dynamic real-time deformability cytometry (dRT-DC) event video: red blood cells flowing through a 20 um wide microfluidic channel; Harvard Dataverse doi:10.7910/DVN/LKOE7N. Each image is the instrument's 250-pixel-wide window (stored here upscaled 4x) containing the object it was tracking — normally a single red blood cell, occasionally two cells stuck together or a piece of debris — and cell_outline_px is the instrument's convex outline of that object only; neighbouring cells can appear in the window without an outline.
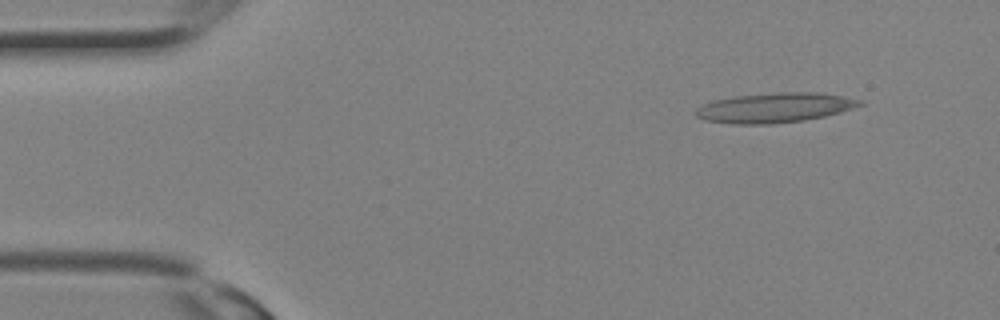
{"species": "Egyptian fruit bat (a non-hibernating species)", "species_latin": "Rousettus aegyptiacus", "temperature_condition": "room temperature", "stored_images_in_passage": 13, "camera_frame_rate_fps": 3000, "um_per_image_px": 0.085, "animal": {"sex": "female"}, "frame": {"image": 1, "passage_image": 2, "time_ms": 0.333, "image_size_px": [1000, 320], "cell_outline_px": [[864, 104], [840, 112], [824, 116], [804, 120], [772, 124], [732, 124], [704, 120], [696, 116], [696, 108], [712, 100], [736, 96], [776, 92], [820, 92], [864, 100]], "centroid_in_image_um": [65.86, 9.15], "position_along_channel_um": 19.1, "area_um2": 28.55}}
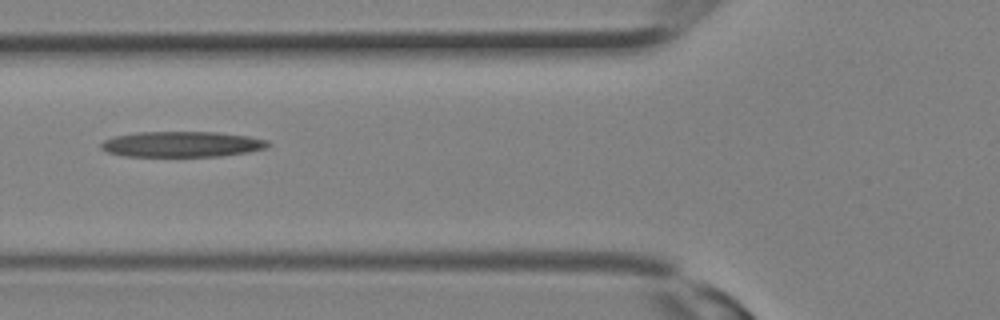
{"frame": {"image": 2, "passage_image": 10, "time_ms": 3.0, "image_size_px": [1000, 320], "cell_outline_px": [[272, 144], [264, 148], [248, 152], [220, 156], [124, 156], [108, 152], [100, 148], [100, 144], [104, 140], [116, 136], [136, 132], [216, 132], [248, 136], [268, 140]], "centroid_in_image_um": [15.46, 12.25], "position_along_channel_um": 110.3, "area_um2": 24.85}}
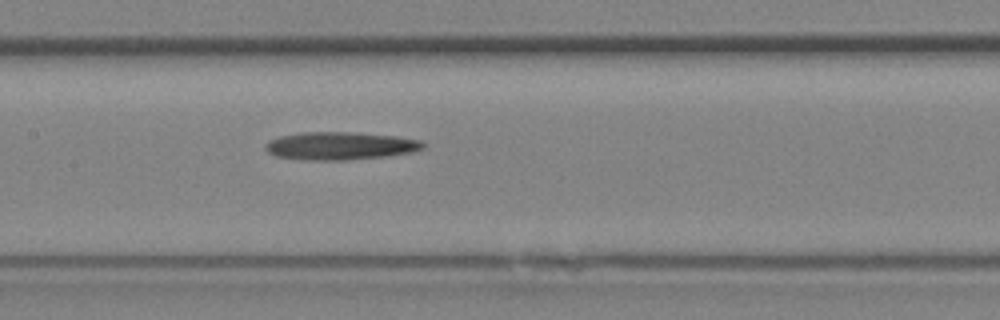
{"frame": {"image": 3, "passage_image": 13, "time_ms": 4.0, "image_size_px": [1000, 320], "cell_outline_px": [[424, 148], [412, 152], [388, 156], [344, 160], [312, 160], [276, 156], [268, 152], [264, 148], [264, 144], [268, 140], [280, 136], [300, 132], [356, 132], [396, 136], [420, 140], [424, 144]], "centroid_in_image_um": [28.9, 12.39], "position_along_channel_um": 178.5, "area_um2": 25.66}}